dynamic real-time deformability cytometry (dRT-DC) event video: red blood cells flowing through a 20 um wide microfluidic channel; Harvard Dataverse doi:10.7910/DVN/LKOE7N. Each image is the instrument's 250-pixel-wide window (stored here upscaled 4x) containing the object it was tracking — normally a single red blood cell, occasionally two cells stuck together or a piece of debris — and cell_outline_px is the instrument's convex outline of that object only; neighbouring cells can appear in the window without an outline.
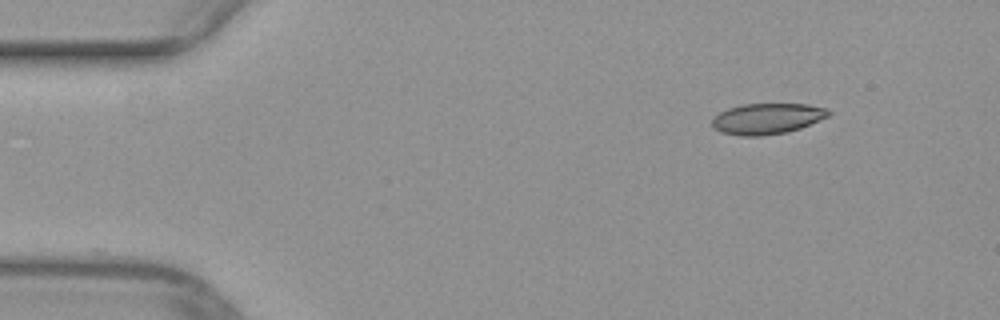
{"species": "common noctule bat (a hibernating species)", "species_latin": "Nyctalus noctula", "temperature_condition": "warm", "stored_images_in_passage": 45, "camera_frame_rate_fps": 3000, "um_per_image_px": 0.085, "animal": {"sex": "female", "body_mass_g": 29.2, "forearm_length_mm": 56.3}, "frame": {"image": 1, "passage_image": 1, "time_ms": 0.0, "image_size_px": [1000, 320], "cell_outline_px": [[832, 112], [828, 116], [800, 128], [788, 132], [764, 136], [740, 136], [720, 132], [712, 128], [712, 116], [728, 108], [744, 104], [808, 104], [828, 108]], "centroid_in_image_um": [65.18, 10.09], "position_along_channel_um": 19.8, "area_um2": 21.15}}
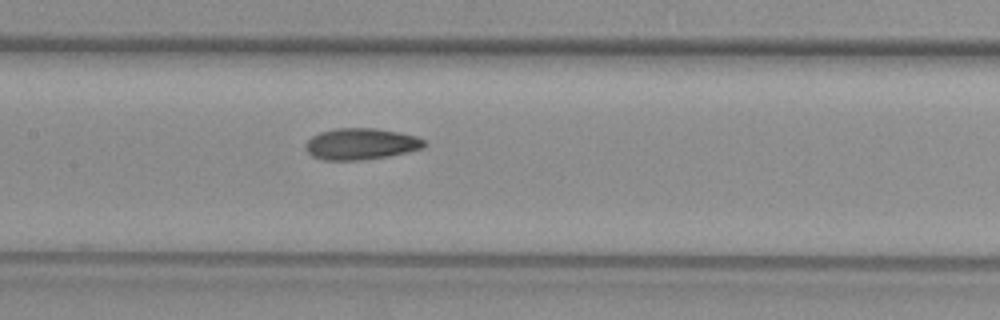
{"frame": {"image": 2, "passage_image": 19, "time_ms": 6.0, "image_size_px": [1000, 320], "cell_outline_px": [[428, 144], [424, 148], [388, 156], [360, 160], [324, 160], [312, 156], [308, 152], [308, 140], [312, 136], [320, 132], [336, 128], [376, 128], [416, 136], [424, 140]], "centroid_in_image_um": [30.71, 12.23], "position_along_channel_um": 176.7, "area_um2": 21.5}}
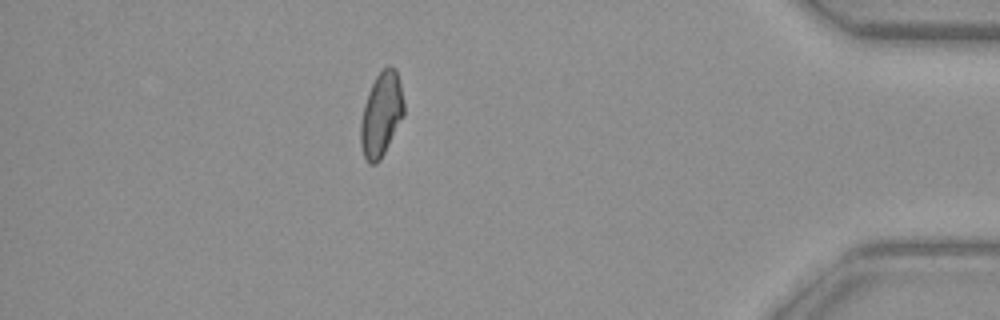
{"frame": {"image": 3, "passage_image": 39, "time_ms": 12.667, "image_size_px": [1000, 320], "cell_outline_px": [[404, 116], [380, 160], [376, 164], [368, 164], [364, 156], [360, 144], [360, 120], [364, 104], [368, 92], [376, 76], [388, 64], [396, 68], [400, 84], [404, 104]], "centroid_in_image_um": [32.4, 9.73], "position_along_channel_um": 402.8, "area_um2": 21.33}}